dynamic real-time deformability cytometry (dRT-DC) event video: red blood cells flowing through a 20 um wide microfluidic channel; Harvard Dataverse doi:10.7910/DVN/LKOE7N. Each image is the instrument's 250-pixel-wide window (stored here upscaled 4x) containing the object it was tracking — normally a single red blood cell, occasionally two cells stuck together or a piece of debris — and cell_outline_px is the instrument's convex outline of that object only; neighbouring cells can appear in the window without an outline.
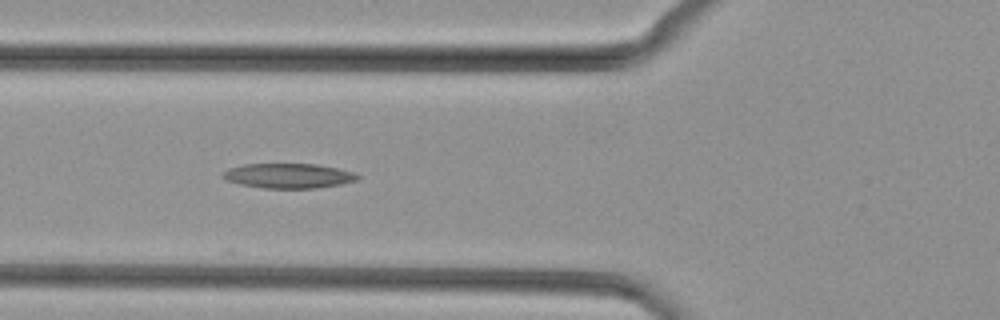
{"species": "common noctule bat (a hibernating species)", "species_latin": "Nyctalus noctula", "temperature_condition": "cold", "stored_images_in_passage": 34, "camera_frame_rate_fps": 3000, "um_per_image_px": 0.085, "animal": {"sex": "female", "body_mass_g": 29.2, "forearm_length_mm": 56.3}, "frame": {"image": 1, "passage_image": 3, "time_ms": 0.667, "image_size_px": [1000, 320], "cell_outline_px": [[360, 176], [356, 180], [340, 184], [316, 188], [264, 188], [240, 184], [228, 180], [220, 176], [228, 168], [244, 164], [316, 164], [336, 168], [352, 172]], "centroid_in_image_um": [24.49, 14.94], "position_along_channel_um": 101.3, "area_um2": 19.25}}
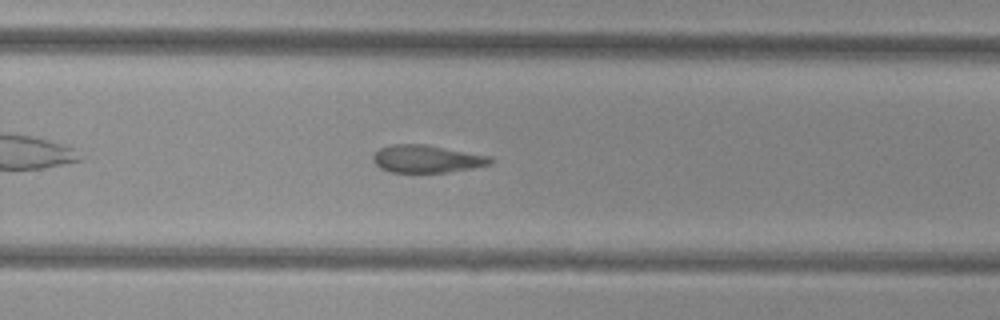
{"frame": {"image": 2, "passage_image": 17, "time_ms": 5.333, "image_size_px": [1000, 320], "cell_outline_px": [[496, 160], [492, 164], [472, 168], [448, 172], [388, 172], [380, 168], [372, 160], [372, 156], [380, 148], [392, 144], [428, 144], [492, 156]], "centroid_in_image_um": [36.33, 13.5], "position_along_channel_um": 293.5, "area_um2": 19.19}}
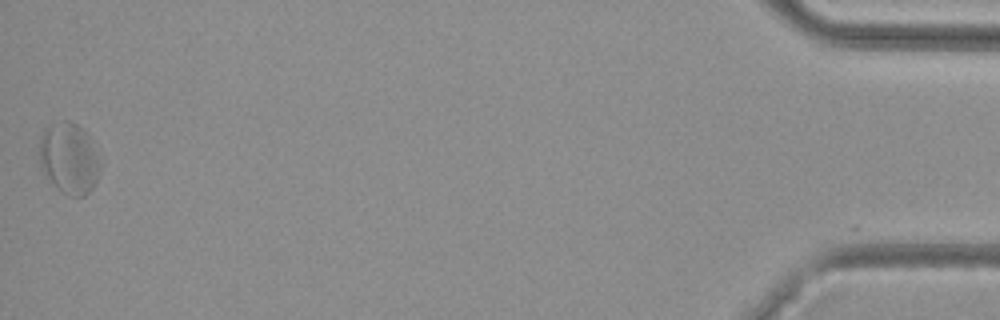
{"frame": {"image": 3, "passage_image": 34, "time_ms": 11.0, "image_size_px": [1000, 320], "cell_outline_px": [[100, 168], [96, 180], [92, 188], [84, 196], [68, 196], [60, 192], [56, 188], [44, 172], [40, 164], [40, 136], [44, 128], [48, 124], [64, 120], [68, 120], [84, 128], [100, 164]], "centroid_in_image_um": [5.84, 13.44], "position_along_channel_um": 429.4, "area_um2": 25.03}}